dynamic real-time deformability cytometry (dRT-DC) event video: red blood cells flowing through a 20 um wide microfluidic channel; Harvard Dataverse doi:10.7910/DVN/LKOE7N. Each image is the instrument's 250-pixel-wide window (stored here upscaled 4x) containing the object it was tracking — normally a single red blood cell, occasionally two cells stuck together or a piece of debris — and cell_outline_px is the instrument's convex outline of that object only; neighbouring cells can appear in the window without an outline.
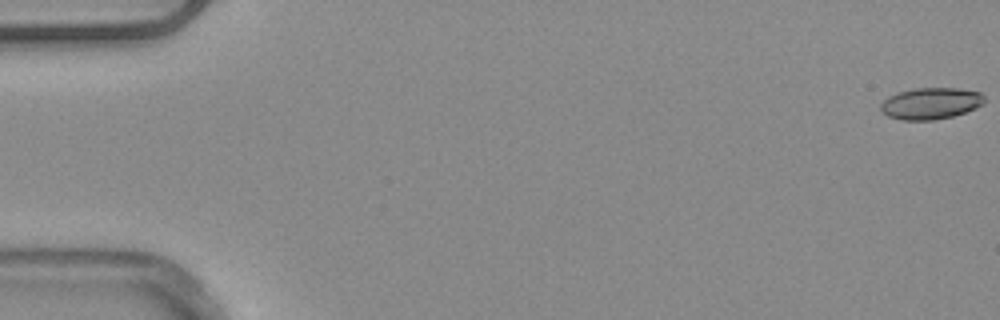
{"species": "common noctule bat (a hibernating species)", "species_latin": "Nyctalus noctula", "temperature_condition": "warm", "stored_images_in_passage": 13, "camera_frame_rate_fps": 3000, "um_per_image_px": 0.085, "animal": {"sex": "male", "body_mass_g": 20.4}, "frame": {"image": 1, "passage_image": 1, "time_ms": 0.0, "image_size_px": [1000, 320], "cell_outline_px": [[984, 104], [976, 108], [952, 116], [932, 120], [900, 120], [888, 116], [880, 112], [880, 104], [888, 96], [896, 92], [916, 88], [960, 88], [980, 92], [984, 96]], "centroid_in_image_um": [79.08, 8.78], "position_along_channel_um": 5.9, "area_um2": 19.25}}
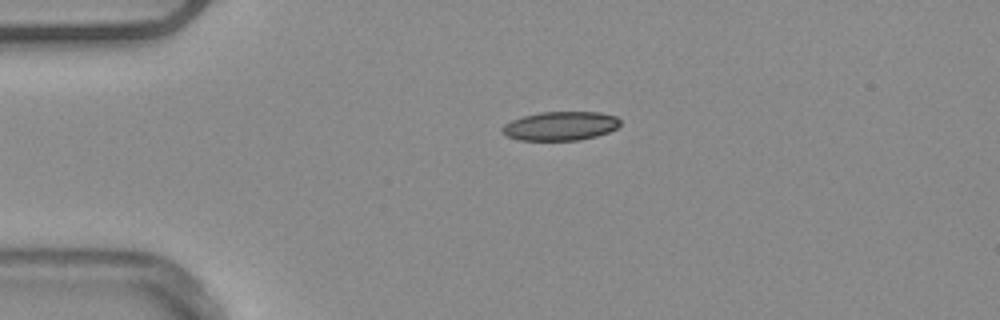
{"frame": {"image": 2, "passage_image": 13, "time_ms": 4.0, "image_size_px": [1000, 320], "cell_outline_px": [[620, 124], [616, 128], [608, 132], [596, 136], [580, 140], [520, 140], [508, 136], [500, 128], [504, 124], [512, 120], [524, 116], [540, 112], [600, 112], [616, 116], [620, 120]], "centroid_in_image_um": [47.65, 10.7], "position_along_channel_um": 37.3, "area_um2": 19.77}}